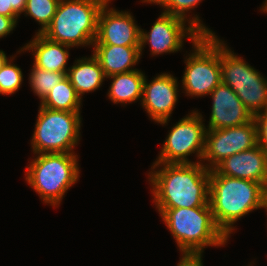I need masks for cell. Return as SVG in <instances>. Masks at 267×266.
Returning <instances> with one entry per match:
<instances>
[{"instance_id":"6da1fadb","label":"cell","mask_w":267,"mask_h":266,"mask_svg":"<svg viewBox=\"0 0 267 266\" xmlns=\"http://www.w3.org/2000/svg\"><path fill=\"white\" fill-rule=\"evenodd\" d=\"M151 170L148 178L157 209L209 204L210 170L203 163H153Z\"/></svg>"},{"instance_id":"7a4b0ae2","label":"cell","mask_w":267,"mask_h":266,"mask_svg":"<svg viewBox=\"0 0 267 266\" xmlns=\"http://www.w3.org/2000/svg\"><path fill=\"white\" fill-rule=\"evenodd\" d=\"M209 205L217 226L229 237L238 219L256 209L267 210V189L259 182L219 175L212 169Z\"/></svg>"},{"instance_id":"3957f363","label":"cell","mask_w":267,"mask_h":266,"mask_svg":"<svg viewBox=\"0 0 267 266\" xmlns=\"http://www.w3.org/2000/svg\"><path fill=\"white\" fill-rule=\"evenodd\" d=\"M181 253H202L206 246H224L228 237L217 226L211 207L158 209Z\"/></svg>"},{"instance_id":"277c9868","label":"cell","mask_w":267,"mask_h":266,"mask_svg":"<svg viewBox=\"0 0 267 266\" xmlns=\"http://www.w3.org/2000/svg\"><path fill=\"white\" fill-rule=\"evenodd\" d=\"M107 1L60 0L51 24L42 35L70 47L93 45L98 16Z\"/></svg>"},{"instance_id":"5b68a950","label":"cell","mask_w":267,"mask_h":266,"mask_svg":"<svg viewBox=\"0 0 267 266\" xmlns=\"http://www.w3.org/2000/svg\"><path fill=\"white\" fill-rule=\"evenodd\" d=\"M35 156L26 168V181L44 203L57 207L79 179L78 155L42 153Z\"/></svg>"},{"instance_id":"8992f818","label":"cell","mask_w":267,"mask_h":266,"mask_svg":"<svg viewBox=\"0 0 267 266\" xmlns=\"http://www.w3.org/2000/svg\"><path fill=\"white\" fill-rule=\"evenodd\" d=\"M221 81L230 86L253 115L267 110V80L220 40Z\"/></svg>"},{"instance_id":"52a82bcc","label":"cell","mask_w":267,"mask_h":266,"mask_svg":"<svg viewBox=\"0 0 267 266\" xmlns=\"http://www.w3.org/2000/svg\"><path fill=\"white\" fill-rule=\"evenodd\" d=\"M81 112L51 110L40 106L31 145L34 155L75 153L80 139Z\"/></svg>"},{"instance_id":"ba28073f","label":"cell","mask_w":267,"mask_h":266,"mask_svg":"<svg viewBox=\"0 0 267 266\" xmlns=\"http://www.w3.org/2000/svg\"><path fill=\"white\" fill-rule=\"evenodd\" d=\"M194 51L185 59L182 88L188 96L209 95L221 81L220 39L201 35L193 42Z\"/></svg>"},{"instance_id":"9c48e42d","label":"cell","mask_w":267,"mask_h":266,"mask_svg":"<svg viewBox=\"0 0 267 266\" xmlns=\"http://www.w3.org/2000/svg\"><path fill=\"white\" fill-rule=\"evenodd\" d=\"M202 118L197 110L177 122L167 135L154 163H201L199 160L189 161L188 156L196 153L198 159L202 160L207 131Z\"/></svg>"},{"instance_id":"30bf717a","label":"cell","mask_w":267,"mask_h":266,"mask_svg":"<svg viewBox=\"0 0 267 266\" xmlns=\"http://www.w3.org/2000/svg\"><path fill=\"white\" fill-rule=\"evenodd\" d=\"M257 145V127L255 120L224 129L207 130L202 160L208 170L214 169L225 158L251 149Z\"/></svg>"},{"instance_id":"8fae6325","label":"cell","mask_w":267,"mask_h":266,"mask_svg":"<svg viewBox=\"0 0 267 266\" xmlns=\"http://www.w3.org/2000/svg\"><path fill=\"white\" fill-rule=\"evenodd\" d=\"M185 23L186 20L178 16L162 12L150 32L140 28V55L146 43L150 45L153 56L180 51L185 37L193 43L201 34L191 25L187 27Z\"/></svg>"},{"instance_id":"7c38bea8","label":"cell","mask_w":267,"mask_h":266,"mask_svg":"<svg viewBox=\"0 0 267 266\" xmlns=\"http://www.w3.org/2000/svg\"><path fill=\"white\" fill-rule=\"evenodd\" d=\"M109 2L100 10L93 45L140 46V27L131 13L109 9Z\"/></svg>"},{"instance_id":"4fadbf2b","label":"cell","mask_w":267,"mask_h":266,"mask_svg":"<svg viewBox=\"0 0 267 266\" xmlns=\"http://www.w3.org/2000/svg\"><path fill=\"white\" fill-rule=\"evenodd\" d=\"M172 74L162 73L149 83H143L141 104L148 116L161 125H166L178 100V83Z\"/></svg>"},{"instance_id":"5bb4252c","label":"cell","mask_w":267,"mask_h":266,"mask_svg":"<svg viewBox=\"0 0 267 266\" xmlns=\"http://www.w3.org/2000/svg\"><path fill=\"white\" fill-rule=\"evenodd\" d=\"M209 95L213 103L206 130L235 127L254 119L230 86L221 82Z\"/></svg>"},{"instance_id":"9a60e30c","label":"cell","mask_w":267,"mask_h":266,"mask_svg":"<svg viewBox=\"0 0 267 266\" xmlns=\"http://www.w3.org/2000/svg\"><path fill=\"white\" fill-rule=\"evenodd\" d=\"M214 170L219 175L259 182L267 189V155L258 144L225 158Z\"/></svg>"},{"instance_id":"2e32d148","label":"cell","mask_w":267,"mask_h":266,"mask_svg":"<svg viewBox=\"0 0 267 266\" xmlns=\"http://www.w3.org/2000/svg\"><path fill=\"white\" fill-rule=\"evenodd\" d=\"M68 45L51 41L41 33H36L34 38L18 51H32L35 67L46 71L67 73L66 68L69 58Z\"/></svg>"},{"instance_id":"e0dca14e","label":"cell","mask_w":267,"mask_h":266,"mask_svg":"<svg viewBox=\"0 0 267 266\" xmlns=\"http://www.w3.org/2000/svg\"><path fill=\"white\" fill-rule=\"evenodd\" d=\"M105 77L126 73L140 60V46L92 45Z\"/></svg>"},{"instance_id":"ac0fdd59","label":"cell","mask_w":267,"mask_h":266,"mask_svg":"<svg viewBox=\"0 0 267 266\" xmlns=\"http://www.w3.org/2000/svg\"><path fill=\"white\" fill-rule=\"evenodd\" d=\"M66 76L81 99L85 93L99 89L106 78L93 54L90 58L82 57L75 61V64L68 68Z\"/></svg>"},{"instance_id":"d6986e66","label":"cell","mask_w":267,"mask_h":266,"mask_svg":"<svg viewBox=\"0 0 267 266\" xmlns=\"http://www.w3.org/2000/svg\"><path fill=\"white\" fill-rule=\"evenodd\" d=\"M113 80L108 90V97L114 104L142 101L145 74L139 69L126 73L114 74L107 78Z\"/></svg>"},{"instance_id":"ffe728a7","label":"cell","mask_w":267,"mask_h":266,"mask_svg":"<svg viewBox=\"0 0 267 266\" xmlns=\"http://www.w3.org/2000/svg\"><path fill=\"white\" fill-rule=\"evenodd\" d=\"M82 99L65 76L58 84L53 86L52 90L40 102V106L51 109L68 112H81L80 106Z\"/></svg>"},{"instance_id":"44dd1931","label":"cell","mask_w":267,"mask_h":266,"mask_svg":"<svg viewBox=\"0 0 267 266\" xmlns=\"http://www.w3.org/2000/svg\"><path fill=\"white\" fill-rule=\"evenodd\" d=\"M202 0H142V3H154L163 7V12L178 16L188 22L189 25L194 27L201 35H215L213 31L208 29L198 15H194L192 19H187L186 13L199 4Z\"/></svg>"},{"instance_id":"7402d4cb","label":"cell","mask_w":267,"mask_h":266,"mask_svg":"<svg viewBox=\"0 0 267 266\" xmlns=\"http://www.w3.org/2000/svg\"><path fill=\"white\" fill-rule=\"evenodd\" d=\"M60 0H27L23 12L26 16L34 18L41 28L36 33H43L51 24Z\"/></svg>"},{"instance_id":"603a6c76","label":"cell","mask_w":267,"mask_h":266,"mask_svg":"<svg viewBox=\"0 0 267 266\" xmlns=\"http://www.w3.org/2000/svg\"><path fill=\"white\" fill-rule=\"evenodd\" d=\"M29 74V84L35 95L42 101L45 96L52 90L53 86L58 84L67 73L46 71L32 66Z\"/></svg>"},{"instance_id":"cb8c5ba5","label":"cell","mask_w":267,"mask_h":266,"mask_svg":"<svg viewBox=\"0 0 267 266\" xmlns=\"http://www.w3.org/2000/svg\"><path fill=\"white\" fill-rule=\"evenodd\" d=\"M12 60L8 59L0 70V94L11 95L18 91L23 81V73L21 68L12 64Z\"/></svg>"},{"instance_id":"d4e9b609","label":"cell","mask_w":267,"mask_h":266,"mask_svg":"<svg viewBox=\"0 0 267 266\" xmlns=\"http://www.w3.org/2000/svg\"><path fill=\"white\" fill-rule=\"evenodd\" d=\"M257 127V144L267 155V110L254 116Z\"/></svg>"},{"instance_id":"484cf974","label":"cell","mask_w":267,"mask_h":266,"mask_svg":"<svg viewBox=\"0 0 267 266\" xmlns=\"http://www.w3.org/2000/svg\"><path fill=\"white\" fill-rule=\"evenodd\" d=\"M177 266H203L202 253H182Z\"/></svg>"},{"instance_id":"4316f807","label":"cell","mask_w":267,"mask_h":266,"mask_svg":"<svg viewBox=\"0 0 267 266\" xmlns=\"http://www.w3.org/2000/svg\"><path fill=\"white\" fill-rule=\"evenodd\" d=\"M18 18H10L0 14V38L8 35L17 25Z\"/></svg>"},{"instance_id":"83f0119b","label":"cell","mask_w":267,"mask_h":266,"mask_svg":"<svg viewBox=\"0 0 267 266\" xmlns=\"http://www.w3.org/2000/svg\"><path fill=\"white\" fill-rule=\"evenodd\" d=\"M27 0H9V9H12V11L20 17V15L23 13L25 6H26Z\"/></svg>"},{"instance_id":"f1b7e54d","label":"cell","mask_w":267,"mask_h":266,"mask_svg":"<svg viewBox=\"0 0 267 266\" xmlns=\"http://www.w3.org/2000/svg\"><path fill=\"white\" fill-rule=\"evenodd\" d=\"M0 14L10 18H19L12 9H9V0H0Z\"/></svg>"},{"instance_id":"f546056e","label":"cell","mask_w":267,"mask_h":266,"mask_svg":"<svg viewBox=\"0 0 267 266\" xmlns=\"http://www.w3.org/2000/svg\"><path fill=\"white\" fill-rule=\"evenodd\" d=\"M8 58L3 50H0V70L3 65L7 62Z\"/></svg>"},{"instance_id":"4dcf8cb0","label":"cell","mask_w":267,"mask_h":266,"mask_svg":"<svg viewBox=\"0 0 267 266\" xmlns=\"http://www.w3.org/2000/svg\"><path fill=\"white\" fill-rule=\"evenodd\" d=\"M261 9H262V12L267 13V0H265L264 5Z\"/></svg>"}]
</instances>
